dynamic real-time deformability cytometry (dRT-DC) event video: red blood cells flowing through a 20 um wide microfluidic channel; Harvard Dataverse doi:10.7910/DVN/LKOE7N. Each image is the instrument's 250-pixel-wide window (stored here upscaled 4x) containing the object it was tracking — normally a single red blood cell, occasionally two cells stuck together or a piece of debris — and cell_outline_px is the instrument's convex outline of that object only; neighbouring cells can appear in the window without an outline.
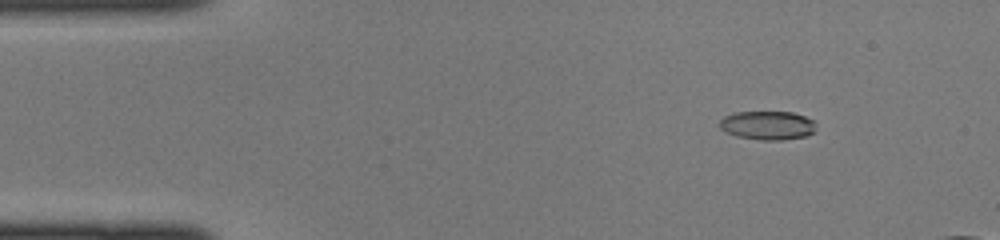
{"species": "common noctule bat (a hibernating species)", "species_latin": "Nyctalus noctula", "temperature_condition": "cold", "stored_images_in_passage": 42, "camera_frame_rate_fps": 3000, "um_per_image_px": 0.085, "animal": {"sex": "female", "body_mass_g": 22.0, "forearm_length_mm": 56.7}, "frame": {"image": 1, "passage_image": 6, "time_ms": 1.667, "image_size_px": [1000, 240], "cell_outline_px": [[816, 132], [804, 136], [780, 140], [760, 140], [736, 136], [724, 132], [720, 128], [720, 120], [724, 116], [736, 112], [792, 112], [816, 120]], "centroid_in_image_um": [65.26, 10.65], "position_along_channel_um": 19.7, "area_um2": 16.36}}
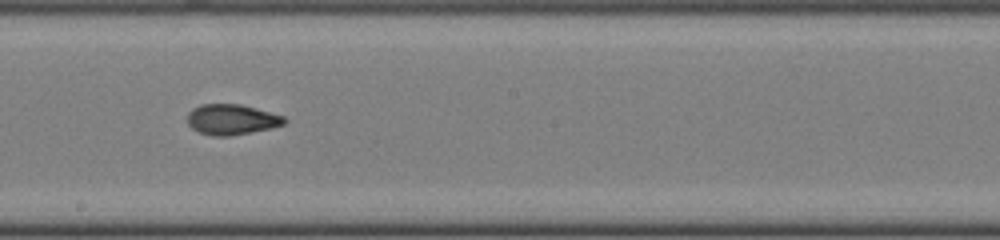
{"frame": {"image": 2, "passage_image": 25, "time_ms": 8.0, "image_size_px": [1000, 240], "cell_outline_px": [[288, 120], [284, 124], [272, 128], [228, 136], [216, 136], [200, 132], [192, 128], [188, 124], [188, 112], [192, 108], [200, 104], [240, 104], [256, 108], [284, 116]], "centroid_in_image_um": [19.7, 10.14], "position_along_channel_um": 228.5, "area_um2": 17.17}}
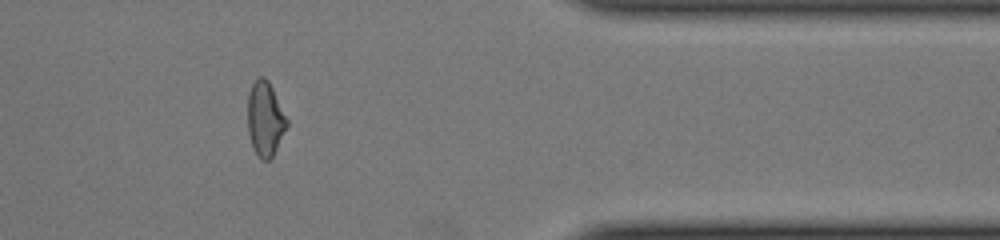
{"frame": {"image": 3, "passage_image": 37, "time_ms": 12.0, "image_size_px": [1000, 240], "cell_outline_px": [[288, 124], [272, 156], [268, 160], [260, 160], [252, 148], [248, 132], [248, 92], [252, 84], [260, 76], [264, 76], [268, 80], [288, 120]], "centroid_in_image_um": [22.52, 10.11], "position_along_channel_um": 388.9, "area_um2": 16.88}}